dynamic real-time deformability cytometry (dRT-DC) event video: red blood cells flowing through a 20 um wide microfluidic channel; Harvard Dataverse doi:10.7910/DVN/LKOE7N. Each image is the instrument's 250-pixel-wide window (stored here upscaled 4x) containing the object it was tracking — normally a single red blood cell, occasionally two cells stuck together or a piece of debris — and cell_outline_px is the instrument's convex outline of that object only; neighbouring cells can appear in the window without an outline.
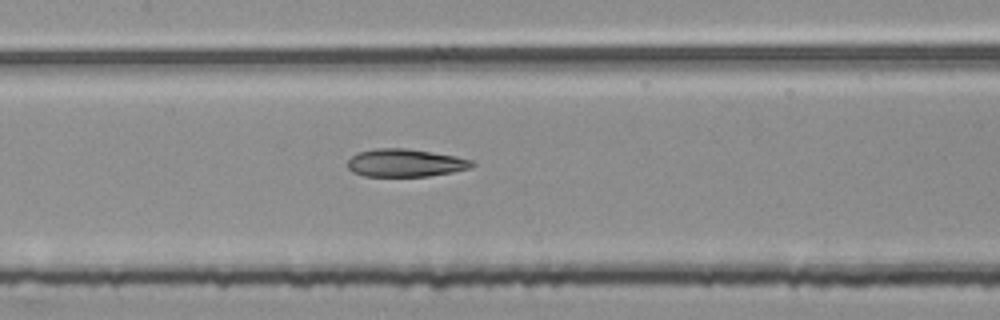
{"species": "common noctule bat (a hibernating species)", "species_latin": "Nyctalus noctula", "temperature_condition": "room temperature", "stored_images_in_passage": 49, "segment_of_instrument_passage": [2, 2], "camera_frame_rate_fps": 3000, "um_per_image_px": 0.085, "animal": {"sex": "female", "body_mass_g": 25.1}, "frame": {"image": 1, "passage_image": 26, "time_ms": 8.333, "image_size_px": [1000, 320], "cell_outline_px": [[476, 164], [472, 168], [452, 172], [428, 176], [364, 176], [352, 172], [348, 168], [348, 160], [356, 152], [372, 148], [408, 148], [456, 156], [472, 160]], "centroid_in_image_um": [34.45, 13.84], "position_along_channel_um": 173.0, "area_um2": 20.4}}
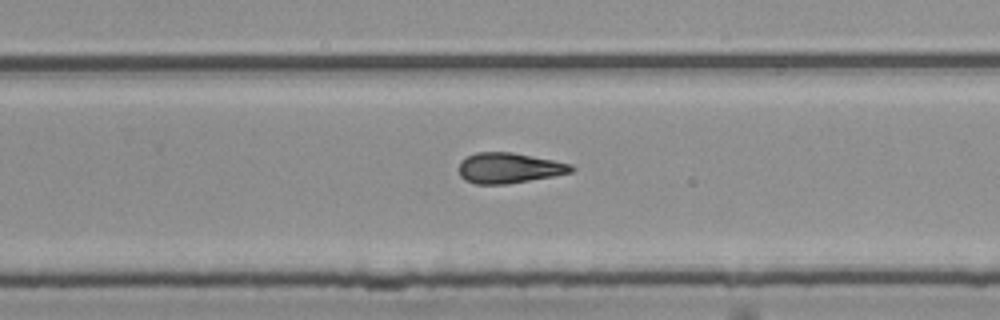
{"frame": {"image": 2, "passage_image": 35, "time_ms": 11.333, "image_size_px": [1000, 320], "cell_outline_px": [[576, 168], [572, 172], [552, 176], [508, 184], [476, 184], [464, 180], [460, 176], [456, 168], [460, 160], [476, 152], [512, 152], [572, 164]], "centroid_in_image_um": [43.21, 14.28], "position_along_channel_um": 286.6, "area_um2": 20.11}}
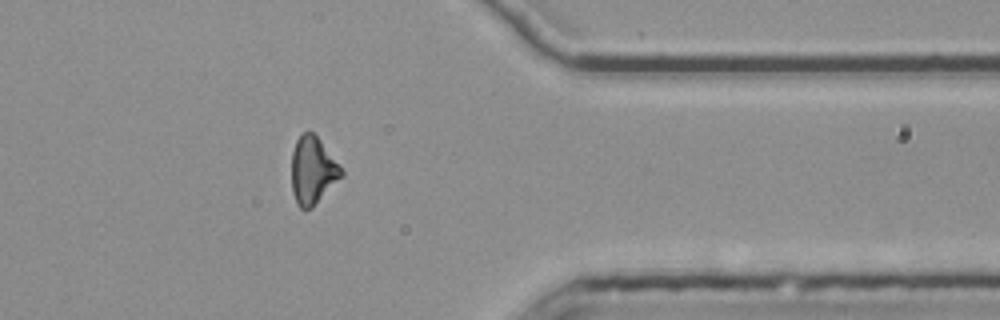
{"frame": {"image": 3, "passage_image": 44, "time_ms": 14.333, "image_size_px": [1000, 320], "cell_outline_px": [[344, 176], [312, 208], [300, 208], [292, 192], [292, 152], [296, 140], [304, 132], [312, 132], [320, 140], [344, 172]], "centroid_in_image_um": [26.59, 14.51], "position_along_channel_um": 384.8, "area_um2": 19.36}}